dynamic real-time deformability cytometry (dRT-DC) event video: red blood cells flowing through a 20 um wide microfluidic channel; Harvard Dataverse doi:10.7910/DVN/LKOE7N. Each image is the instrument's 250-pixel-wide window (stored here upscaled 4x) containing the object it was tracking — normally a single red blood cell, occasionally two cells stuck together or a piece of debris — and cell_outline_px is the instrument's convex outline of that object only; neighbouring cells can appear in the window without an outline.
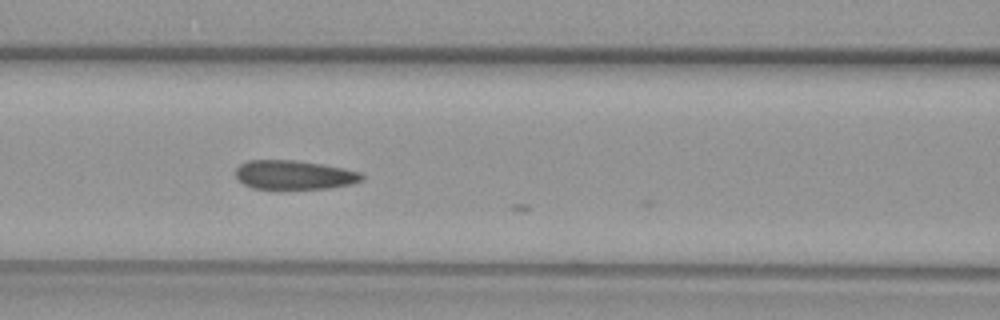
{"species": "common noctule bat (a hibernating species)", "species_latin": "Nyctalus noctula", "temperature_condition": "warm", "stored_images_in_passage": 11, "camera_frame_rate_fps": 3000, "um_per_image_px": 0.085, "animal": {"sex": "female", "body_mass_g": 29.2, "forearm_length_mm": 56.3}, "frame": {"image": 1, "passage_image": 8, "time_ms": 2.333, "image_size_px": [1000, 320], "cell_outline_px": [[364, 180], [352, 184], [328, 188], [252, 188], [244, 184], [236, 176], [236, 168], [240, 164], [248, 160], [296, 160], [344, 168], [360, 172], [364, 176]], "centroid_in_image_um": [25.02, 14.86], "position_along_channel_um": 141.6, "area_um2": 21.21}}